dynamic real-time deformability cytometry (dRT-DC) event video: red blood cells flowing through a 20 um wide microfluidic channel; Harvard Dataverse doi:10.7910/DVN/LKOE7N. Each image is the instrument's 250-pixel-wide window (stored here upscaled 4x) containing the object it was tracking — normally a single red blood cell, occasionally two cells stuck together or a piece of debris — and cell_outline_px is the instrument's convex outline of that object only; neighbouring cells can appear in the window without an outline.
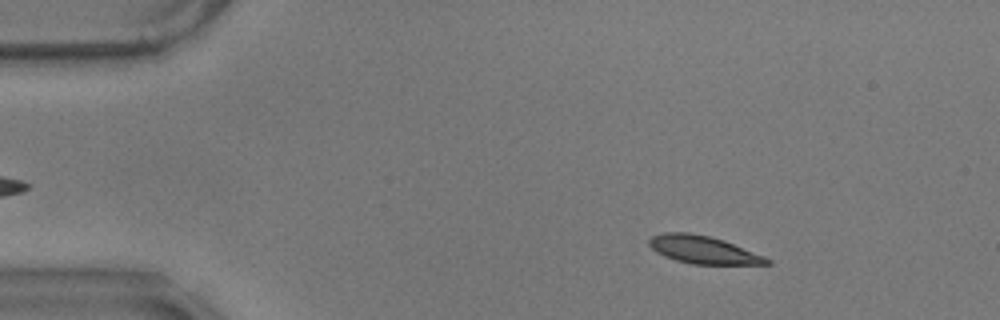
{"species": "common noctule bat (a hibernating species)", "species_latin": "Nyctalus noctula", "temperature_condition": "warm", "stored_images_in_passage": 52, "camera_frame_rate_fps": 3000, "um_per_image_px": 0.085, "animal": {"sex": "male", "body_mass_g": 17.9}, "frame": {"image": 1, "passage_image": 3, "time_ms": 0.667, "image_size_px": [1000, 320], "cell_outline_px": [[772, 264], [692, 264], [676, 260], [664, 256], [656, 252], [648, 244], [648, 240], [652, 236], [664, 232], [688, 232], [708, 236], [724, 240], [764, 256], [772, 260]], "centroid_in_image_um": [59.76, 21.23], "position_along_channel_um": 25.2, "area_um2": 18.96}}
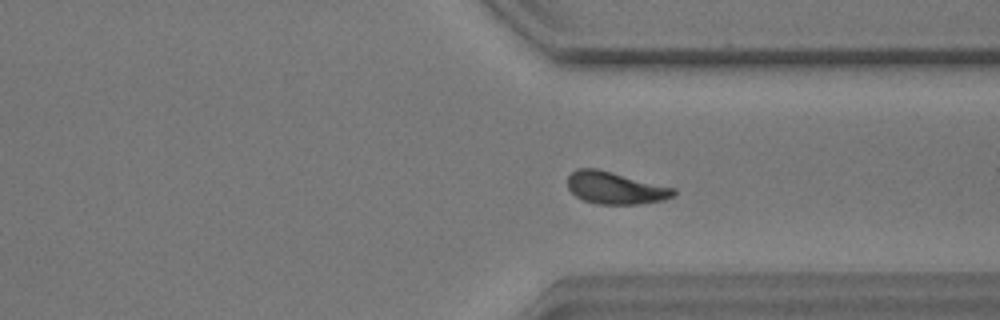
{"frame": {"image": 2, "passage_image": 38, "time_ms": 12.333, "image_size_px": [1000, 320], "cell_outline_px": [[676, 192], [672, 196], [664, 200], [636, 204], [596, 204], [584, 200], [576, 196], [568, 188], [568, 176], [576, 168], [596, 168], [676, 188]], "centroid_in_image_um": [52.29, 15.97], "position_along_channel_um": 359.1, "area_um2": 19.83}}
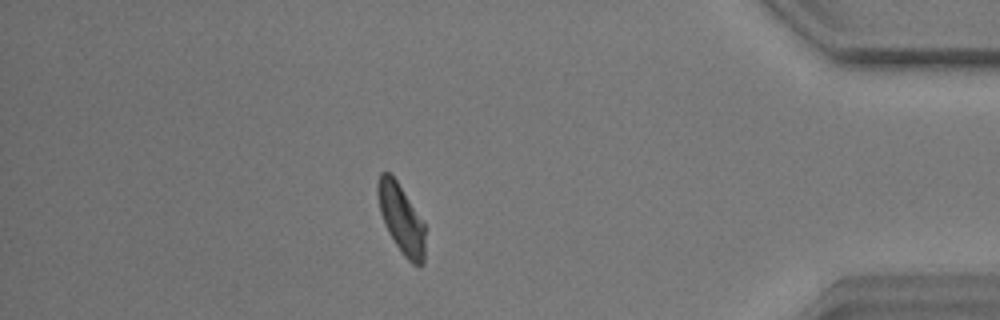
{"frame": {"image": 3, "passage_image": 45, "time_ms": 14.667, "image_size_px": [1000, 320], "cell_outline_px": [[424, 264], [420, 268], [412, 264], [404, 256], [388, 232], [384, 224], [380, 212], [376, 192], [376, 184], [380, 172], [388, 172], [396, 180], [424, 224]], "centroid_in_image_um": [34.08, 18.62], "position_along_channel_um": 401.1, "area_um2": 18.9}, "authors_computed_cell_mechanics": {"area_um2": 19.8832, "velocity_mm_per_s": 3.4662, "shape_relaxation_time_tau1_ms": 4.79, "shape_relaxation_time_tau2_ms": 2.5336, "deformation_change_tau1": 0.1282, "deformation_change_tau2": 0.0833}}